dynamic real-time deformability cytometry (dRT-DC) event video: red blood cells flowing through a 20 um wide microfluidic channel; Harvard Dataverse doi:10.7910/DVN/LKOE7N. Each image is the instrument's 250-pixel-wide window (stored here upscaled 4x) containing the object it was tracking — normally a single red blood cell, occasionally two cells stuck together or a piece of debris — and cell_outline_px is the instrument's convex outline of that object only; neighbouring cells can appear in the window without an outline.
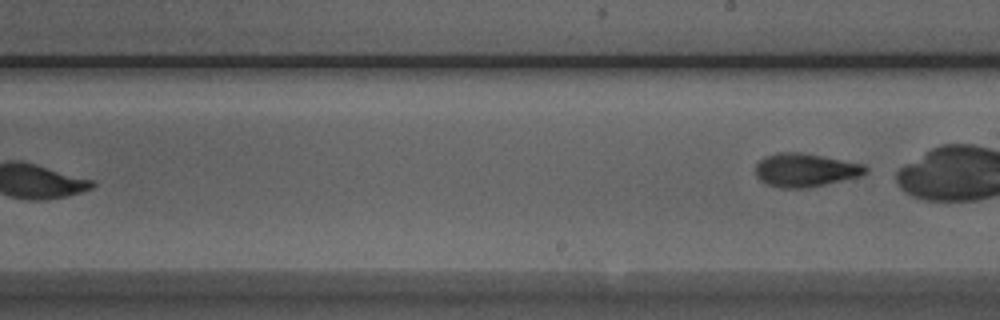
{"species": "Egyptian fruit bat (a non-hibernating species)", "species_latin": "Rousettus aegyptiacus", "temperature_condition": "room temperature", "stored_images_in_passage": 6, "camera_frame_rate_fps": 3000, "um_per_image_px": 0.085, "animal": {"sex": "male"}, "frame": {"image": 1, "passage_image": 6, "time_ms": 1.667, "image_size_px": [1000, 320], "cell_outline_px": [[868, 172], [860, 176], [808, 188], [780, 188], [768, 184], [760, 180], [756, 176], [756, 164], [764, 156], [776, 152], [800, 152], [864, 164], [868, 168]], "centroid_in_image_um": [68.44, 14.45], "position_along_channel_um": 220.6, "area_um2": 21.44}}